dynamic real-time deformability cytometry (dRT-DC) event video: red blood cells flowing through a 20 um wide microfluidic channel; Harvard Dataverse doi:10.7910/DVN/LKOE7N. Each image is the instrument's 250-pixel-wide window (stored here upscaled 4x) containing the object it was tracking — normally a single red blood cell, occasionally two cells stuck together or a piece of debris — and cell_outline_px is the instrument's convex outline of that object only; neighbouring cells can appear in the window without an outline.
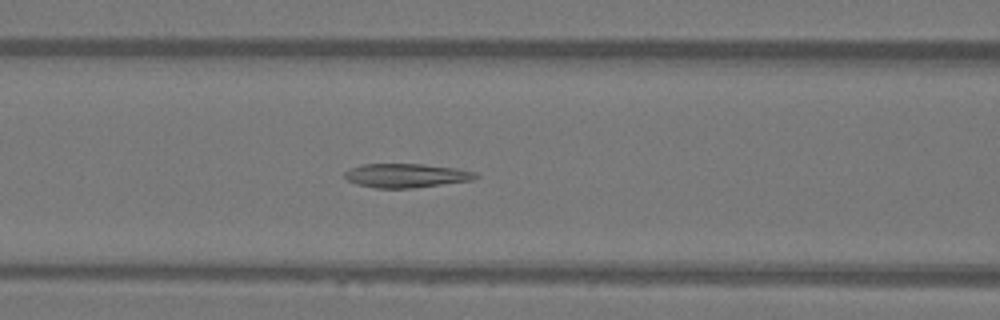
{"species": "Egyptian fruit bat (a non-hibernating species)", "species_latin": "Rousettus aegyptiacus", "temperature_condition": "warm", "stored_images_in_passage": 50, "camera_frame_rate_fps": 3000, "um_per_image_px": 0.085, "animal": {"sex": "female"}, "frame": {"image": 1, "passage_image": 20, "time_ms": 6.333, "image_size_px": [1000, 320], "cell_outline_px": [[480, 176], [472, 180], [412, 188], [376, 188], [356, 184], [348, 180], [344, 176], [344, 172], [348, 168], [360, 164], [420, 164], [456, 168], [476, 172]], "centroid_in_image_um": [34.49, 14.91], "position_along_channel_um": 132.1, "area_um2": 18.32}}
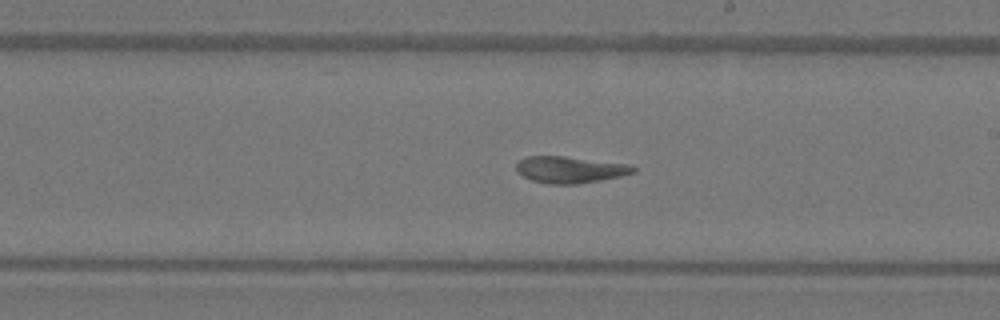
{"frame": {"image": 2, "passage_image": 28, "time_ms": 9.0, "image_size_px": [1000, 320], "cell_outline_px": [[636, 172], [620, 176], [580, 184], [548, 184], [532, 180], [524, 176], [516, 168], [516, 164], [520, 160], [528, 156], [564, 156], [628, 164], [636, 168]], "centroid_in_image_um": [48.47, 14.42], "position_along_channel_um": 240.5, "area_um2": 17.98}}
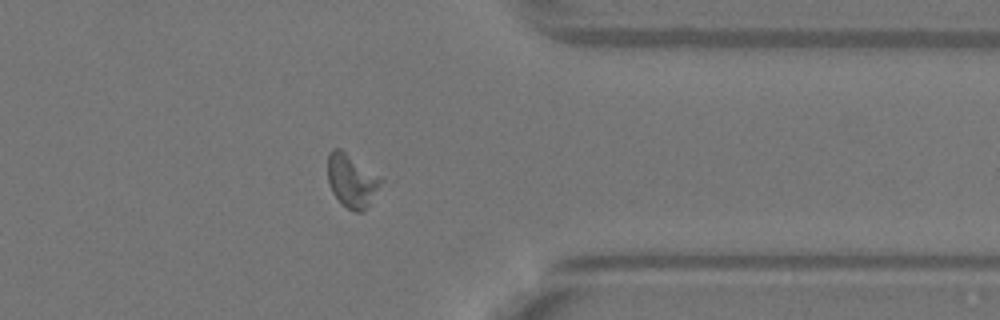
{"frame": {"image": 3, "passage_image": 39, "time_ms": 12.667, "image_size_px": [1000, 320], "cell_outline_px": [[384, 180], [368, 208], [360, 212], [352, 212], [332, 192], [328, 180], [328, 152], [332, 148], [340, 148], [380, 176]], "centroid_in_image_um": [29.92, 15.35], "position_along_channel_um": 381.5, "area_um2": 16.53}, "authors_computed_cell_mechanics": {"area_um2": 18.6405, "velocity_mm_per_s": 4.0853, "shape_relaxation_time_tau1_ms": null, "shape_relaxation_time_tau2_ms": 4.6557, "deformation_change_tau1": null, "deformation_change_tau2": 0.122}}